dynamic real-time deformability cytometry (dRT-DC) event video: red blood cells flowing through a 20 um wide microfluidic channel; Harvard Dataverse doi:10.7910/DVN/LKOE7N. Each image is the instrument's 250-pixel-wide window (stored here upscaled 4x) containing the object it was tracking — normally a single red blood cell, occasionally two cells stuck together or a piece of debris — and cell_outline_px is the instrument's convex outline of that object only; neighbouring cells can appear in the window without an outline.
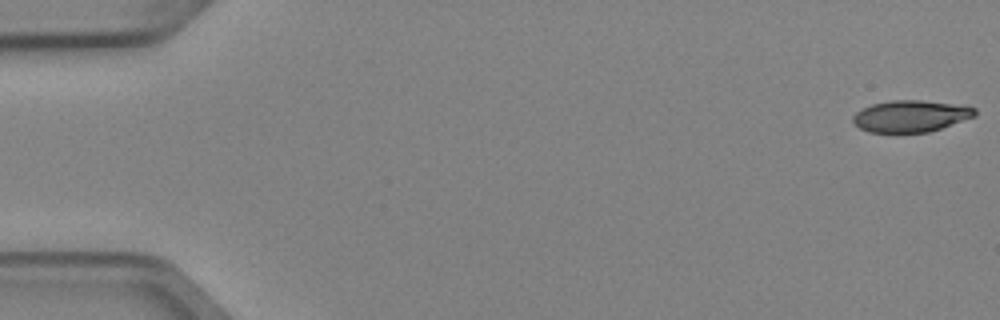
{"species": "Egyptian fruit bat (a non-hibernating species)", "species_latin": "Rousettus aegyptiacus", "temperature_condition": "cold", "stored_images_in_passage": 4, "camera_frame_rate_fps": 3000, "um_per_image_px": 0.085, "animal": {"sex": "female"}, "frame": {"image": 1, "passage_image": 1, "time_ms": 0.0, "image_size_px": [1000, 320], "cell_outline_px": [[976, 116], [928, 132], [868, 132], [860, 128], [852, 120], [852, 116], [856, 112], [872, 104], [892, 100], [920, 100], [968, 104], [976, 108]], "centroid_in_image_um": [77.47, 9.85], "position_along_channel_um": 7.5, "area_um2": 22.66}}
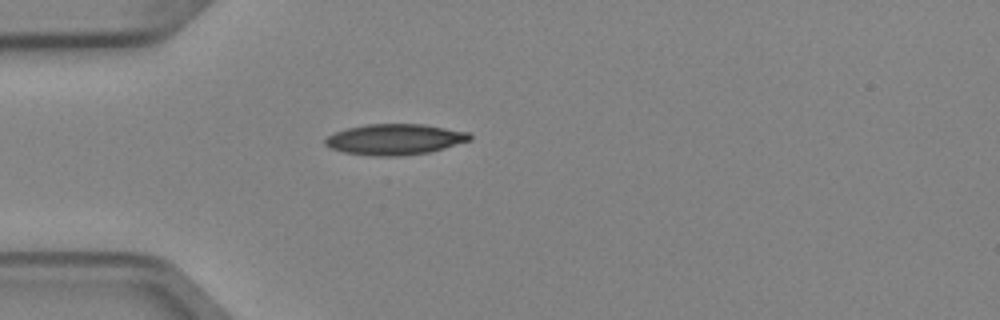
{"frame": {"image": 2, "passage_image": 4, "time_ms": 1.0, "image_size_px": [1000, 320], "cell_outline_px": [[472, 140], [444, 148], [428, 152], [400, 156], [376, 156], [344, 152], [332, 148], [324, 144], [324, 140], [328, 136], [336, 132], [348, 128], [368, 124], [424, 124], [468, 132], [472, 136]], "centroid_in_image_um": [33.59, 11.84], "position_along_channel_um": 51.4, "area_um2": 25.78}}